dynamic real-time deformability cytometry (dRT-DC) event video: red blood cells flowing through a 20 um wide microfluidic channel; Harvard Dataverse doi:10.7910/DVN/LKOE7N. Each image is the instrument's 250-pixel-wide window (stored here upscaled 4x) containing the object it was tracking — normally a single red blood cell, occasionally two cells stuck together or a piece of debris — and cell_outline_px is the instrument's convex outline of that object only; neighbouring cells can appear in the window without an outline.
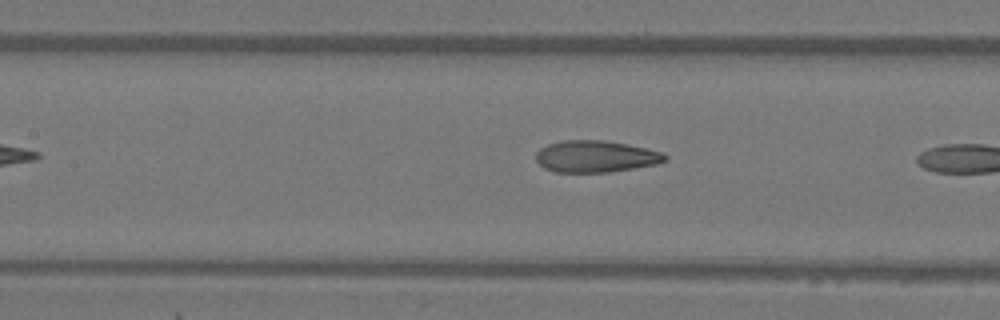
{"species": "Egyptian fruit bat (a non-hibernating species)", "species_latin": "Rousettus aegyptiacus", "temperature_condition": "warm", "stored_images_in_passage": 8, "segment_of_instrument_passage": [2, 2], "camera_frame_rate_fps": 3000, "um_per_image_px": 0.085, "animal": {"sex": "female"}, "frame": {"image": 1, "passage_image": 8, "time_ms": 2.333, "image_size_px": [1000, 320], "cell_outline_px": [[668, 160], [656, 164], [608, 172], [556, 172], [544, 168], [536, 160], [536, 152], [540, 148], [548, 144], [564, 140], [604, 140], [628, 144], [660, 152], [668, 156]], "centroid_in_image_um": [50.61, 13.29], "position_along_channel_um": 156.8, "area_um2": 23.76}}